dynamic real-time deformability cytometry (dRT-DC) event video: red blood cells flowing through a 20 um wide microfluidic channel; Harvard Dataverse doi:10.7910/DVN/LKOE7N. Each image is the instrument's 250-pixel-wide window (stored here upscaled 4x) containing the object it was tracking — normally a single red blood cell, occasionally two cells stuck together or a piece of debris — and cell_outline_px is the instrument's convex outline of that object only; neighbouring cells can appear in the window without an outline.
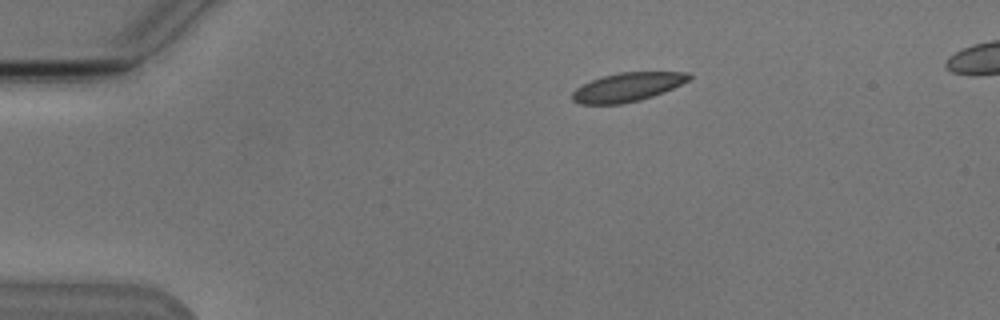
{"species": "Egyptian fruit bat (a non-hibernating species)", "species_latin": "Rousettus aegyptiacus", "temperature_condition": "cold", "stored_images_in_passage": 7, "camera_frame_rate_fps": 3000, "um_per_image_px": 0.085, "animal": {"sex": "male"}, "frame": {"image": 1, "passage_image": 1, "time_ms": 0.0, "image_size_px": [1000, 320], "cell_outline_px": [[692, 76], [688, 80], [664, 92], [640, 100], [620, 104], [580, 104], [572, 100], [572, 92], [576, 88], [592, 80], [604, 76], [620, 72], [688, 72]], "centroid_in_image_um": [53.32, 7.41], "position_along_channel_um": 31.7, "area_um2": 19.36}}
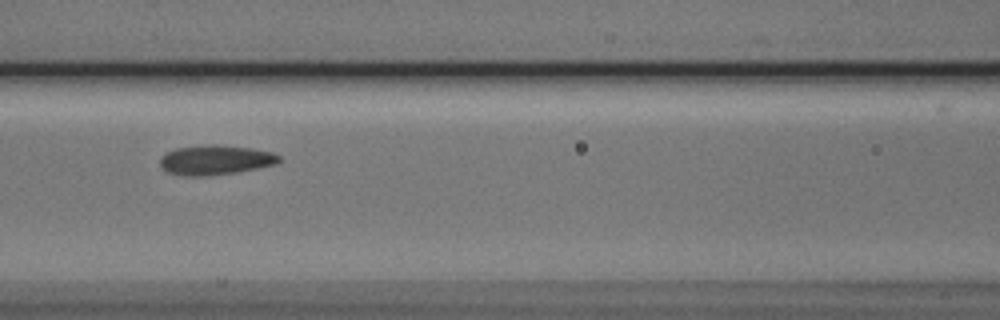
{"frame": {"image": 2, "passage_image": 5, "time_ms": 4.667, "image_size_px": [1000, 320], "cell_outline_px": [[280, 160], [276, 164], [236, 172], [208, 176], [184, 176], [168, 172], [160, 168], [160, 156], [176, 148], [212, 144], [216, 144], [252, 148], [272, 152], [280, 156]], "centroid_in_image_um": [18.28, 13.6], "position_along_channel_um": 148.3, "area_um2": 20.63}}
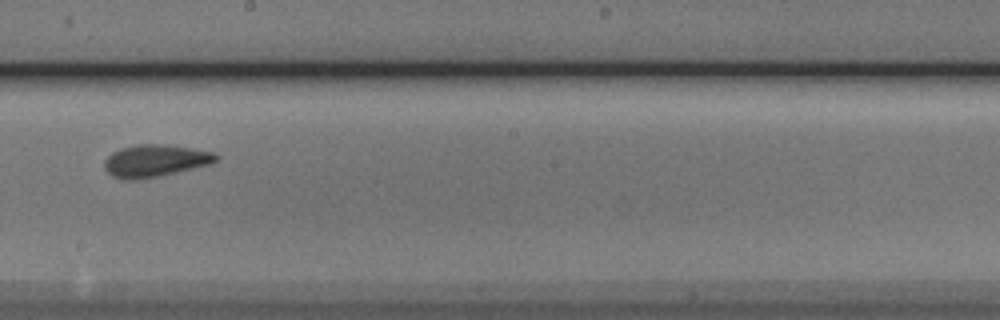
{"frame": {"image": 3, "passage_image": 7, "time_ms": 7.0, "image_size_px": [1000, 320], "cell_outline_px": [[220, 156], [216, 160], [208, 164], [192, 168], [156, 176], [136, 180], [128, 180], [112, 176], [104, 168], [104, 160], [112, 152], [120, 148], [136, 144], [164, 144], [212, 152]], "centroid_in_image_um": [13.12, 13.65], "position_along_channel_um": 235.1, "area_um2": 20.58}}